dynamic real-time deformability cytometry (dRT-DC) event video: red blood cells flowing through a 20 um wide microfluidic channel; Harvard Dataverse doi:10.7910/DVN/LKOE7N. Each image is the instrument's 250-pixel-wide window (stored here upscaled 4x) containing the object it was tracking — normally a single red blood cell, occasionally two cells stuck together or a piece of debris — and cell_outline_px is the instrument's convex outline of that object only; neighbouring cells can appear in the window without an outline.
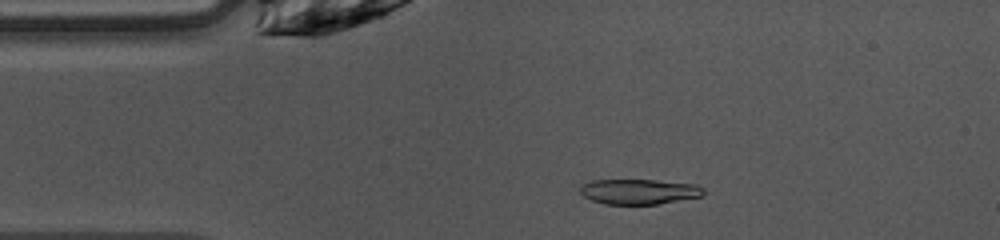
{"species": "common noctule bat (a hibernating species)", "species_latin": "Nyctalus noctula", "temperature_condition": "warm", "stored_images_in_passage": 47, "camera_frame_rate_fps": 3000, "um_per_image_px": 0.085, "animal": {"sex": "female", "body_mass_g": 10.0, "forearm_length_mm": 53.1}, "frame": {"image": 1, "passage_image": 8, "time_ms": 2.333, "image_size_px": [1000, 240], "cell_outline_px": [[704, 196], [656, 204], [604, 204], [592, 200], [584, 196], [580, 192], [580, 188], [584, 184], [592, 180], [656, 180], [696, 184], [704, 188]], "centroid_in_image_um": [54.35, 16.28], "position_along_channel_um": 30.6, "area_um2": 18.09}}
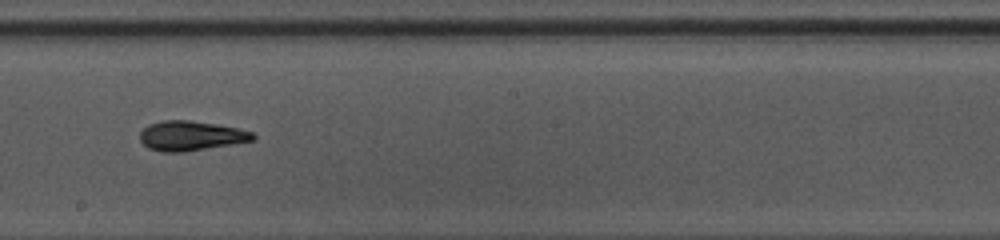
{"frame": {"image": 2, "passage_image": 25, "time_ms": 8.0, "image_size_px": [1000, 240], "cell_outline_px": [[256, 140], [184, 152], [160, 152], [148, 148], [140, 140], [140, 132], [148, 124], [164, 120], [188, 120], [216, 124], [240, 128], [252, 132], [256, 136]], "centroid_in_image_um": [16.23, 11.54], "position_along_channel_um": 232.0, "area_um2": 19.65}}
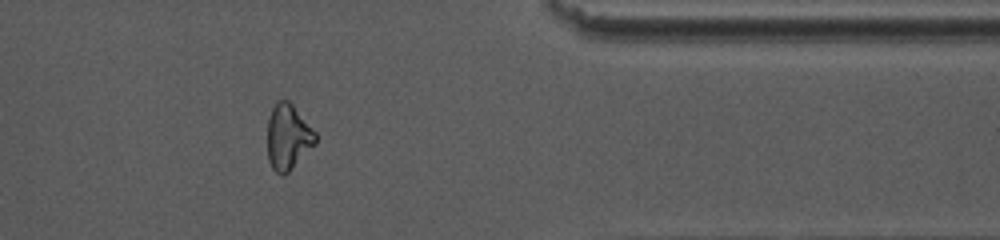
{"frame": {"image": 3, "passage_image": 38, "time_ms": 12.333, "image_size_px": [1000, 240], "cell_outline_px": [[316, 144], [284, 176], [280, 176], [272, 168], [268, 160], [268, 120], [272, 108], [276, 100], [288, 100], [292, 104], [316, 132]], "centroid_in_image_um": [24.48, 11.65], "position_along_channel_um": 386.9, "area_um2": 18.38}, "authors_computed_cell_mechanics": {"area_um2": 19.1318, "velocity_mm_per_s": 4.0549, "shape_relaxation_time_tau1_ms": 4.9284, "shape_relaxation_time_tau2_ms": 2.9676, "deformation_change_tau1": 0.153, "deformation_change_tau2": 0.0969}}